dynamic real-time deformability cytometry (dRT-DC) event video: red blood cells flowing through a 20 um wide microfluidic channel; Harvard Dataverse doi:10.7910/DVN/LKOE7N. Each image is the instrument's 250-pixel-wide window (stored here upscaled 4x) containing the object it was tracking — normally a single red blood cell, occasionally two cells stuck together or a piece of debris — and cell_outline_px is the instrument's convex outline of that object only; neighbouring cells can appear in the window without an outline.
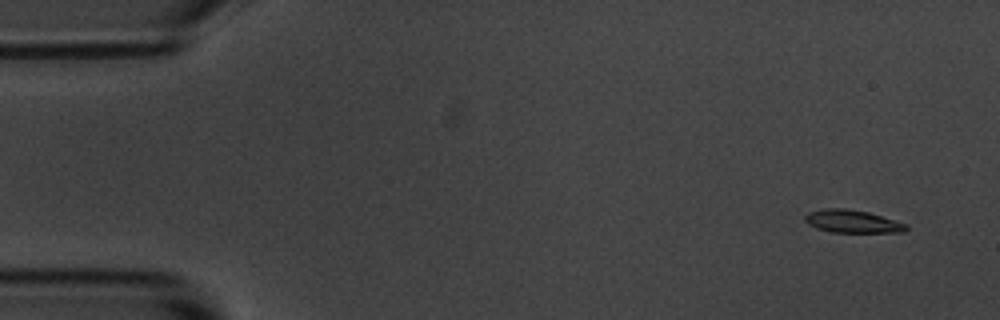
{"species": "common noctule bat (a hibernating species)", "species_latin": "Nyctalus noctula", "temperature_condition": "room temperature", "stored_images_in_passage": 53, "camera_frame_rate_fps": 3000, "um_per_image_px": 0.085, "animal": {"sex": "male", "body_mass_g": 20.1, "forearm_length_mm": 53.5}, "frame": {"image": 1, "passage_image": 1, "time_ms": 0.0, "image_size_px": [1000, 320], "cell_outline_px": [[908, 228], [904, 232], [832, 232], [816, 228], [808, 224], [804, 220], [804, 216], [808, 212], [824, 208], [844, 208], [868, 212], [908, 224]], "centroid_in_image_um": [72.43, 18.81], "position_along_channel_um": 12.6, "area_um2": 13.47}}
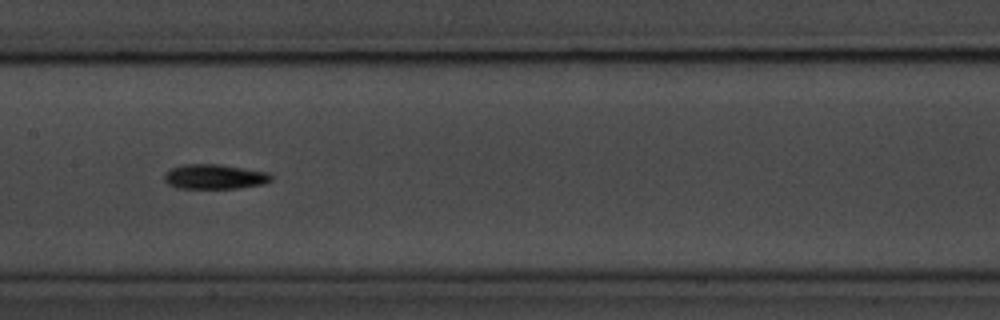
{"frame": {"image": 2, "passage_image": 25, "time_ms": 8.0, "image_size_px": [1000, 320], "cell_outline_px": [[272, 180], [264, 184], [236, 188], [176, 188], [168, 184], [164, 180], [164, 172], [172, 168], [184, 164], [220, 164], [268, 172], [272, 176]], "centroid_in_image_um": [18.23, 15.01], "position_along_channel_um": 189.2, "area_um2": 15.49}}
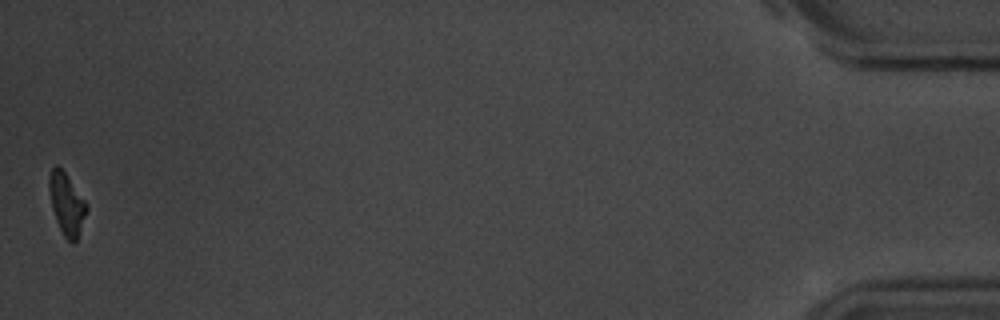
{"frame": {"image": 3, "passage_image": 53, "time_ms": 17.333, "image_size_px": [1000, 320], "cell_outline_px": [[88, 208], [76, 240], [72, 244], [64, 236], [56, 220], [52, 208], [48, 188], [48, 176], [52, 168], [56, 164], [64, 172], [88, 204]], "centroid_in_image_um": [5.65, 17.32], "position_along_channel_um": 429.6, "area_um2": 13.29}, "authors_computed_cell_mechanics": {"area_um2": 14.45, "velocity_mm_per_s": 3.5951, "shape_relaxation_time_tau1_ms": 2.5848, "shape_relaxation_time_tau2_ms": null, "deformation_change_tau1": 0.1175, "deformation_change_tau2": null}}